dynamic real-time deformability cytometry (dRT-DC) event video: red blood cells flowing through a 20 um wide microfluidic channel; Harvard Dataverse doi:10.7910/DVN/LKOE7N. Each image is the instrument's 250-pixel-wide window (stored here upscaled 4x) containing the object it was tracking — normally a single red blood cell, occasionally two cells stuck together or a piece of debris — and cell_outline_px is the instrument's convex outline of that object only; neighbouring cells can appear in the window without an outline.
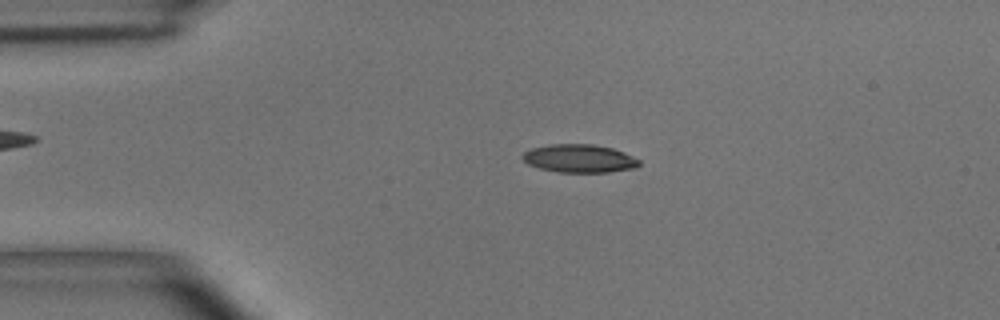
{"species": "common noctule bat (a hibernating species)", "species_latin": "Nyctalus noctula", "temperature_condition": "room temperature", "stored_images_in_passage": 1, "camera_frame_rate_fps": 3000, "um_per_image_px": 0.085, "animal": {"sex": "male", "body_mass_g": 15.6}, "frame": {"image": 1, "passage_image": 1, "time_ms": 0.0, "image_size_px": [1000, 320], "cell_outline_px": [[640, 164], [636, 168], [608, 172], [560, 172], [540, 168], [528, 164], [520, 156], [524, 152], [532, 148], [548, 144], [592, 144], [612, 148], [624, 152], [640, 160]], "centroid_in_image_um": [49.25, 13.46], "position_along_channel_um": 35.8, "area_um2": 19.13}}